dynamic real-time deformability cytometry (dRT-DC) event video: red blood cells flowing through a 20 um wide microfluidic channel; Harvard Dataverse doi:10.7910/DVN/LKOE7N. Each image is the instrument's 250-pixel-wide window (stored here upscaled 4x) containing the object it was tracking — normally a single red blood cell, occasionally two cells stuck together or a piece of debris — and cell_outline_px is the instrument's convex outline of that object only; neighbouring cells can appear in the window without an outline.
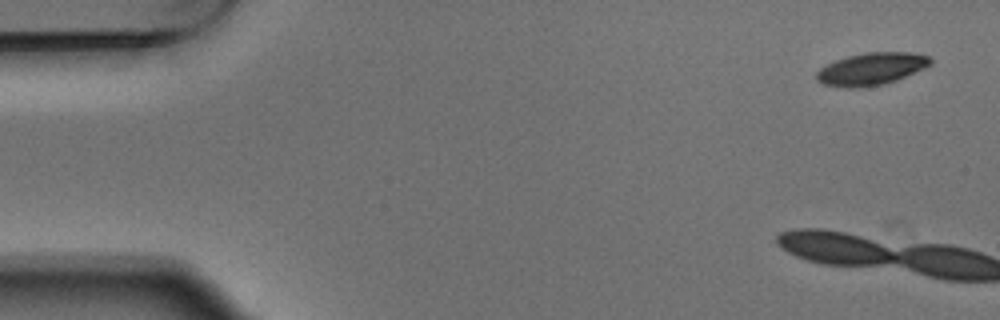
{"species": "Egyptian fruit bat (a non-hibernating species)", "species_latin": "Rousettus aegyptiacus", "temperature_condition": "warm", "stored_images_in_passage": 6, "camera_frame_rate_fps": 3000, "um_per_image_px": 0.085, "animal": {"sex": "male"}, "frame": {"image": 1, "passage_image": 1, "time_ms": 0.0, "image_size_px": [1000, 320], "cell_outline_px": [[932, 64], [924, 68], [896, 80], [884, 84], [860, 88], [844, 88], [824, 84], [816, 80], [816, 72], [820, 68], [836, 60], [848, 56], [864, 52], [912, 52], [928, 56], [932, 60]], "centroid_in_image_um": [74.06, 5.86], "position_along_channel_um": 10.9, "area_um2": 21.5}}
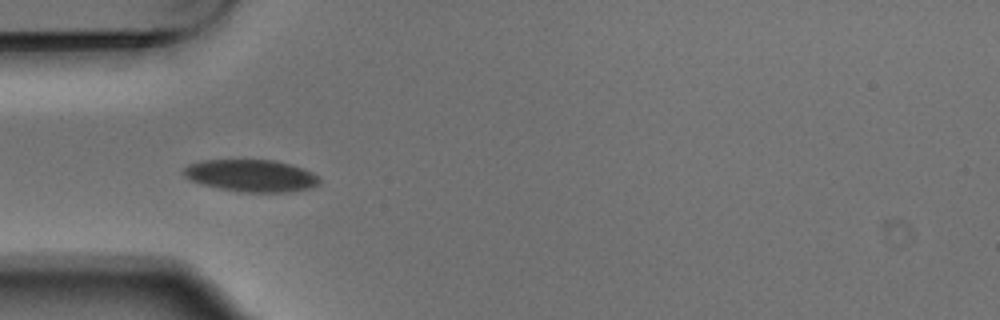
{"frame": {"image": 2, "passage_image": 6, "time_ms": 1.667, "image_size_px": [1000, 320], "cell_outline_px": [[320, 184], [312, 188], [288, 192], [240, 192], [200, 184], [188, 180], [180, 172], [188, 164], [200, 160], [272, 160], [292, 164], [304, 168], [320, 176]], "centroid_in_image_um": [21.35, 14.93], "position_along_channel_um": 63.7, "area_um2": 25.89}}